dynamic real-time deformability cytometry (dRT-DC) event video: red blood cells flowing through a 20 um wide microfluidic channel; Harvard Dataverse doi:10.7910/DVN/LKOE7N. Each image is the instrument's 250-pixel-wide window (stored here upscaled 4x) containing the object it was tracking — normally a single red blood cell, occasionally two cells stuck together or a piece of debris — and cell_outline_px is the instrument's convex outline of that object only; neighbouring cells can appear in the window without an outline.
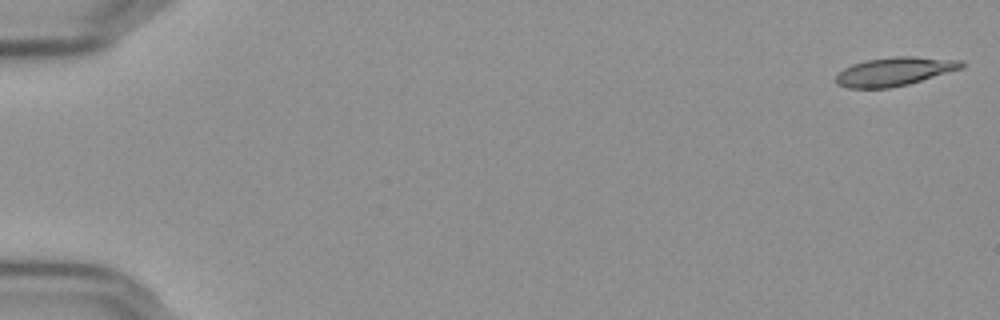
{"species": "Egyptian fruit bat (a non-hibernating species)", "species_latin": "Rousettus aegyptiacus", "temperature_condition": "cold", "stored_images_in_passage": 56, "camera_frame_rate_fps": 3000, "um_per_image_px": 0.085, "frame": {"image": 1, "passage_image": 1, "time_ms": 0.0, "image_size_px": [1000, 320], "cell_outline_px": [[964, 68], [908, 84], [888, 88], [848, 88], [836, 84], [836, 76], [844, 68], [852, 64], [864, 60], [892, 56], [916, 56], [964, 60]], "centroid_in_image_um": [76.06, 6.06], "position_along_channel_um": 8.9, "area_um2": 21.15}}
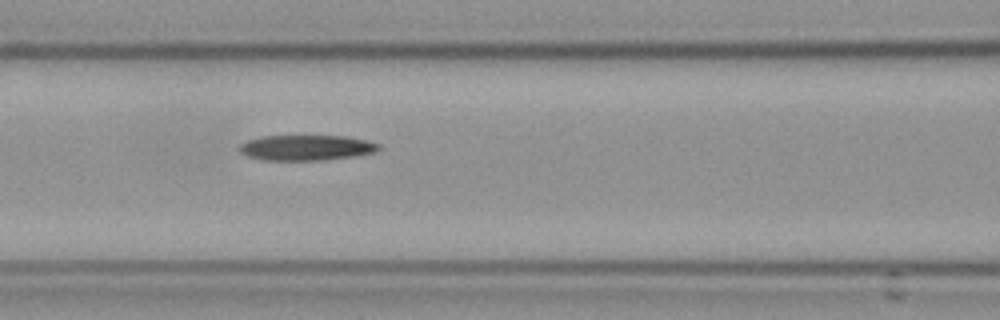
{"frame": {"image": 2, "passage_image": 25, "time_ms": 8.0, "image_size_px": [1000, 320], "cell_outline_px": [[380, 148], [376, 152], [352, 156], [324, 160], [264, 160], [248, 156], [240, 152], [236, 148], [240, 144], [248, 140], [260, 136], [344, 136], [364, 140], [380, 144]], "centroid_in_image_um": [25.99, 12.55], "position_along_channel_um": 140.6, "area_um2": 20.58}}
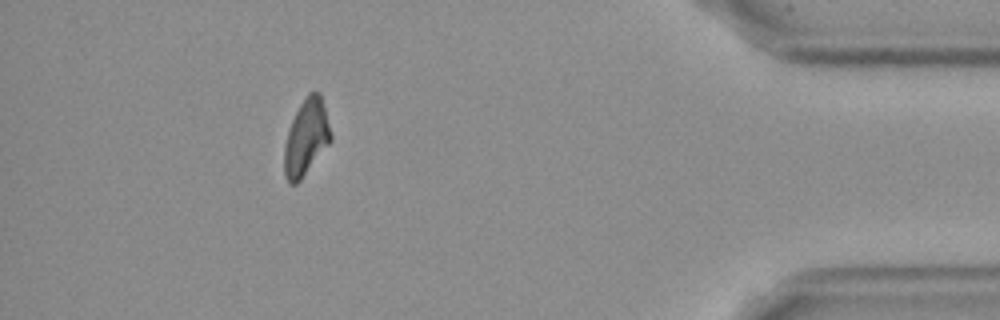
{"frame": {"image": 3, "passage_image": 51, "time_ms": 16.667, "image_size_px": [1000, 320], "cell_outline_px": [[332, 140], [300, 180], [296, 184], [288, 184], [284, 172], [284, 148], [288, 132], [292, 120], [300, 104], [308, 92], [320, 92], [332, 136]], "centroid_in_image_um": [26.02, 11.69], "position_along_channel_um": 409.2, "area_um2": 20.35}}